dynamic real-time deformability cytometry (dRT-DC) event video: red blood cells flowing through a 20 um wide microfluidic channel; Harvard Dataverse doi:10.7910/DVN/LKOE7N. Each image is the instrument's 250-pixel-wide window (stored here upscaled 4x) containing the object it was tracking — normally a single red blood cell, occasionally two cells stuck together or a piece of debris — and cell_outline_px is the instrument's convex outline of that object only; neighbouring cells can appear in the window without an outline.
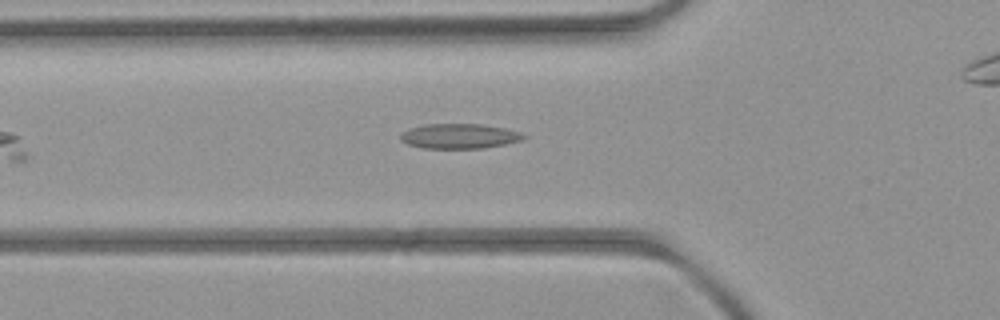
{"species": "common noctule bat (a hibernating species)", "species_latin": "Nyctalus noctula", "temperature_condition": "room temperature", "stored_images_in_passage": 8, "camera_frame_rate_fps": 3000, "um_per_image_px": 0.085, "animal": {"sex": "female", "body_mass_g": 21.9}, "frame": {"image": 1, "passage_image": 7, "time_ms": 7.0, "image_size_px": [1000, 320], "cell_outline_px": [[528, 136], [524, 140], [484, 148], [424, 148], [408, 144], [400, 140], [400, 132], [408, 128], [424, 124], [484, 124], [504, 128], [520, 132]], "centroid_in_image_um": [39.04, 11.56], "position_along_channel_um": 86.8, "area_um2": 18.03}}